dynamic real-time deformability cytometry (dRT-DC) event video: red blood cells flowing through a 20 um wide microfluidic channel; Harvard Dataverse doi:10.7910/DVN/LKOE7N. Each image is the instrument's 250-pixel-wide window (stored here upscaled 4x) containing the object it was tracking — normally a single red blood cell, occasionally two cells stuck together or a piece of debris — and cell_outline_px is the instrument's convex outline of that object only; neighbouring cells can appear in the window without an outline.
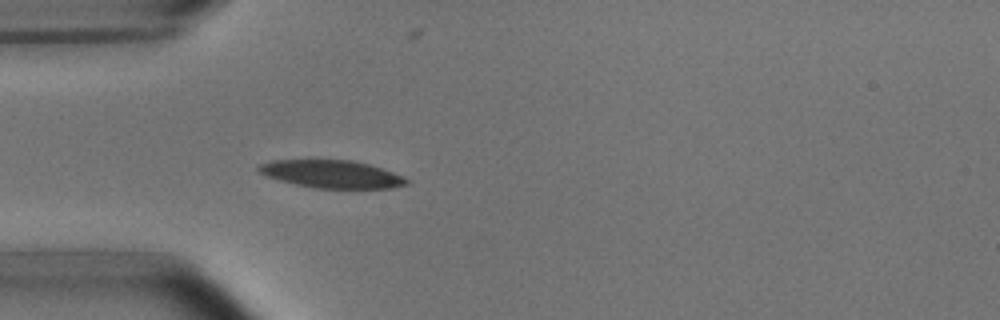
{"species": "common noctule bat (a hibernating species)", "species_latin": "Nyctalus noctula", "temperature_condition": "room temperature", "stored_images_in_passage": 3, "camera_frame_rate_fps": 3000, "um_per_image_px": 0.085, "animal": {"sex": "male", "body_mass_g": 15.6}, "frame": {"image": 1, "passage_image": 3, "time_ms": 3.0, "image_size_px": [1000, 320], "cell_outline_px": [[412, 180], [408, 184], [392, 188], [316, 188], [296, 184], [264, 176], [256, 168], [256, 164], [272, 160], [352, 160], [368, 164], [404, 176]], "centroid_in_image_um": [28.18, 14.79], "position_along_channel_um": 56.8, "area_um2": 23.99}}